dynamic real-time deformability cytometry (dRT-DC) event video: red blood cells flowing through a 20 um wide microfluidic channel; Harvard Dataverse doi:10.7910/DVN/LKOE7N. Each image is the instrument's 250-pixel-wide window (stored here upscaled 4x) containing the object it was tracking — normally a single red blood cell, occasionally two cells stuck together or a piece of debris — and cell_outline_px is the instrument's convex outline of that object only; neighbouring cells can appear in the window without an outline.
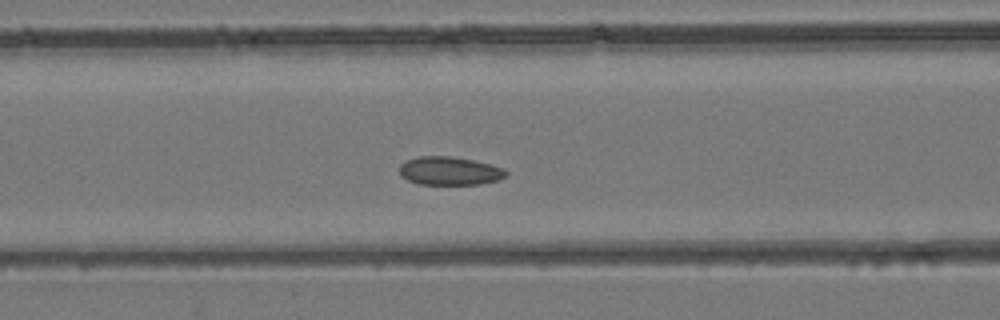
{"species": "common noctule bat (a hibernating species)", "species_latin": "Nyctalus noctula", "temperature_condition": "room temperature", "stored_images_in_passage": 41, "camera_frame_rate_fps": 3000, "um_per_image_px": 0.085, "animal": {"sex": "female", "body_mass_g": 24.6, "forearm_length_mm": 56.2}, "frame": {"image": 1, "passage_image": 15, "time_ms": 4.667, "image_size_px": [1000, 320], "cell_outline_px": [[508, 176], [496, 180], [480, 184], [420, 184], [408, 180], [400, 176], [400, 164], [404, 160], [416, 156], [452, 156], [472, 160], [504, 168], [508, 172]], "centroid_in_image_um": [38.19, 14.52], "position_along_channel_um": 128.4, "area_um2": 17.69}}
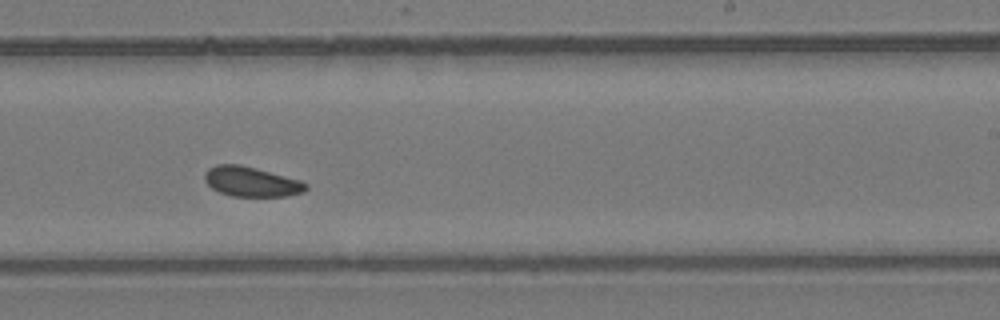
{"frame": {"image": 2, "passage_image": 24, "time_ms": 7.667, "image_size_px": [1000, 320], "cell_outline_px": [[308, 188], [304, 192], [288, 196], [232, 196], [220, 192], [212, 188], [204, 180], [204, 176], [208, 168], [216, 164], [240, 164], [256, 168], [300, 180], [308, 184]], "centroid_in_image_um": [21.37, 15.44], "position_along_channel_um": 267.6, "area_um2": 17.63}}
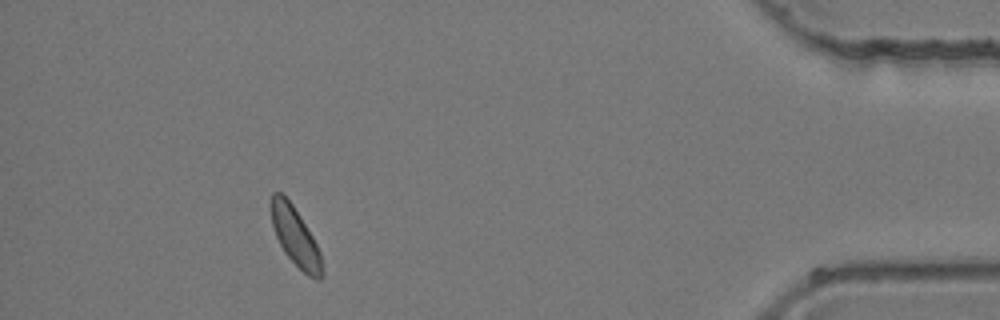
{"frame": {"image": 3, "passage_image": 37, "time_ms": 12.0, "image_size_px": [1000, 320], "cell_outline_px": [[324, 276], [320, 280], [316, 280], [308, 276], [284, 252], [276, 236], [272, 224], [272, 192], [280, 192], [292, 204], [300, 216], [312, 236], [320, 252], [324, 272]], "centroid_in_image_um": [25.14, 20.17], "position_along_channel_um": 410.1, "area_um2": 17.05}}